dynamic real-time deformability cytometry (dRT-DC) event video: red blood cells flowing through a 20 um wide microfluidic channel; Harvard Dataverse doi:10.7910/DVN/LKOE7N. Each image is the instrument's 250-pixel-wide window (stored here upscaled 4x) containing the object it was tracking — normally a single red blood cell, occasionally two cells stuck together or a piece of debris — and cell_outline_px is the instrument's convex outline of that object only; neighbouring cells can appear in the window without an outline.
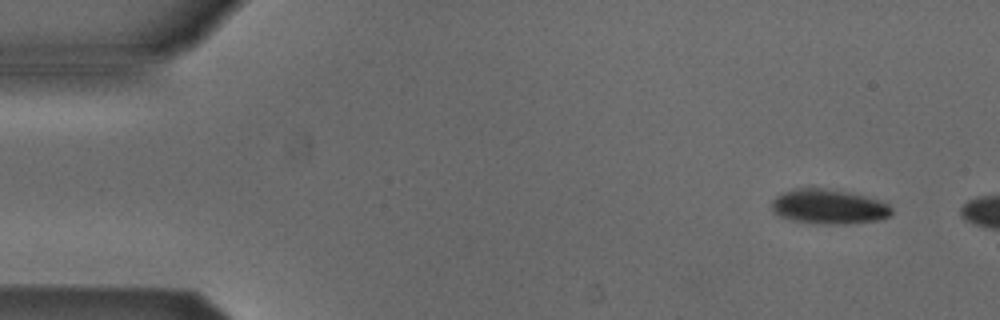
{"species": "Egyptian fruit bat (a non-hibernating species)", "species_latin": "Rousettus aegyptiacus", "temperature_condition": "cold", "stored_images_in_passage": 4, "camera_frame_rate_fps": 3000, "um_per_image_px": 0.085, "animal": {"sex": "male"}, "frame": {"image": 1, "passage_image": 1, "time_ms": 0.0, "image_size_px": [1000, 320], "cell_outline_px": [[892, 216], [880, 220], [848, 224], [820, 224], [792, 220], [780, 216], [772, 208], [772, 200], [776, 196], [784, 192], [800, 188], [820, 188], [848, 192], [884, 200], [892, 208]], "centroid_in_image_um": [70.52, 17.58], "position_along_channel_um": 14.5, "area_um2": 24.33}}